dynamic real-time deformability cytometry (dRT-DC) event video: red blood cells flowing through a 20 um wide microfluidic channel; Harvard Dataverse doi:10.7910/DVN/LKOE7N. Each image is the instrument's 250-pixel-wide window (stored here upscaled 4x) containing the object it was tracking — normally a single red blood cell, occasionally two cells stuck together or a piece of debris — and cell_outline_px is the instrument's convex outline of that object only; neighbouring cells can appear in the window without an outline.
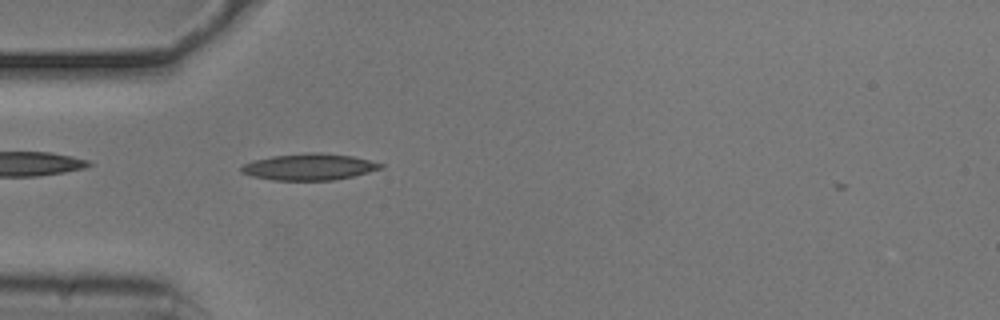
{"species": "common noctule bat (a hibernating species)", "species_latin": "Nyctalus noctula", "temperature_condition": "cold", "stored_images_in_passage": 5, "camera_frame_rate_fps": 3000, "um_per_image_px": 0.085, "animal": {"sex": "male", "body_mass_g": 20.5, "forearm_length_mm": 52.5}, "frame": {"image": 1, "passage_image": 2, "time_ms": 0.333, "image_size_px": [1000, 320], "cell_outline_px": [[384, 168], [352, 176], [332, 180], [272, 180], [252, 176], [240, 172], [240, 168], [244, 164], [252, 160], [272, 156], [308, 152], [320, 152], [352, 156], [384, 164]], "centroid_in_image_um": [26.26, 14.18], "position_along_channel_um": 58.7, "area_um2": 21.5}}